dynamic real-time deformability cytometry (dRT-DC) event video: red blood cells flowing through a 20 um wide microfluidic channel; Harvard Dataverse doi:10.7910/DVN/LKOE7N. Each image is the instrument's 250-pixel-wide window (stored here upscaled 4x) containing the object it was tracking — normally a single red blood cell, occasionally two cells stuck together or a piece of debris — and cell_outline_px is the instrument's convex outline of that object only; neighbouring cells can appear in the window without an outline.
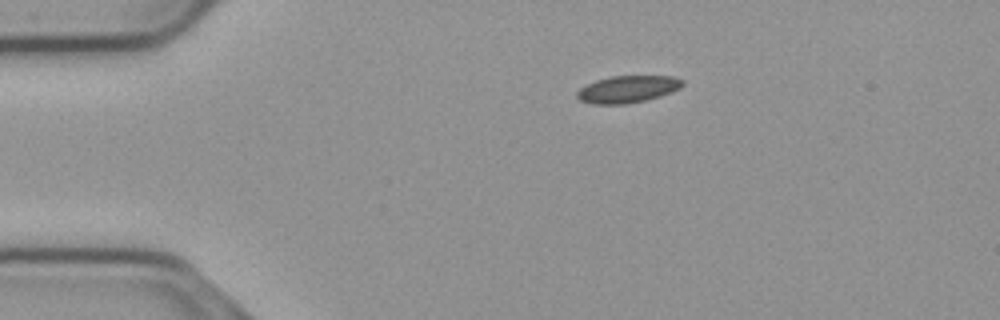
{"species": "common noctule bat (a hibernating species)", "species_latin": "Nyctalus noctula", "temperature_condition": "cold", "stored_images_in_passage": 46, "camera_frame_rate_fps": 3000, "um_per_image_px": 0.085, "animal": {"sex": "male", "body_mass_g": 23.1, "forearm_length_mm": 52.7}, "frame": {"image": 1, "passage_image": 1, "time_ms": 0.0, "image_size_px": [1000, 320], "cell_outline_px": [[684, 84], [680, 88], [672, 92], [660, 96], [644, 100], [624, 104], [592, 104], [580, 100], [576, 96], [576, 92], [580, 88], [596, 80], [608, 76], [672, 76], [684, 80]], "centroid_in_image_um": [53.35, 7.57], "position_along_channel_um": 31.7, "area_um2": 16.65}}
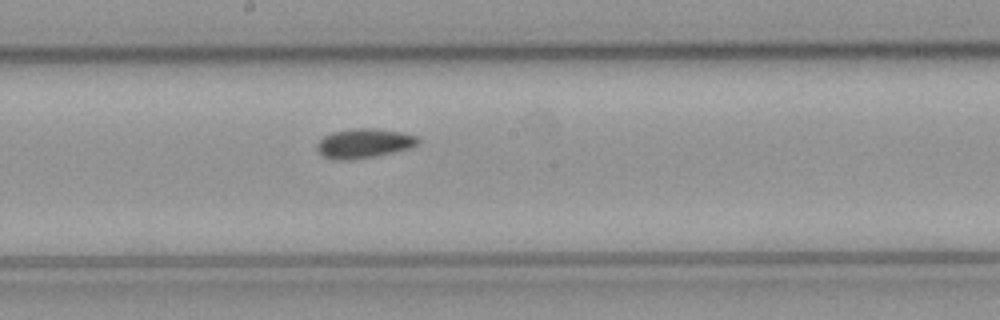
{"frame": {"image": 2, "passage_image": 20, "time_ms": 6.333, "image_size_px": [1000, 320], "cell_outline_px": [[420, 144], [412, 148], [376, 156], [352, 160], [332, 160], [324, 156], [316, 148], [316, 144], [324, 136], [332, 132], [356, 128], [372, 128], [404, 132], [416, 136], [420, 140]], "centroid_in_image_um": [30.97, 12.19], "position_along_channel_um": 217.2, "area_um2": 17.57}}
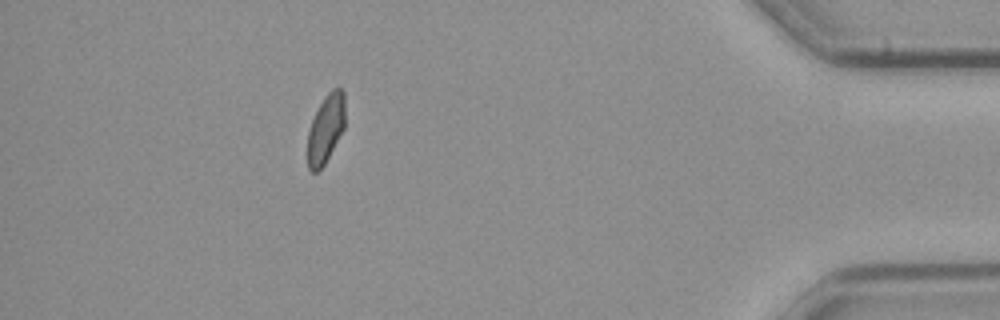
{"frame": {"image": 3, "passage_image": 40, "time_ms": 13.0, "image_size_px": [1000, 320], "cell_outline_px": [[344, 128], [324, 164], [316, 172], [312, 172], [308, 168], [308, 132], [312, 120], [324, 96], [332, 88], [340, 88], [344, 92]], "centroid_in_image_um": [27.69, 10.92], "position_along_channel_um": 407.5, "area_um2": 14.68}, "authors_computed_cell_mechanics": {"area_um2": 16.473, "velocity_mm_per_s": 3.6852, "shape_relaxation_time_tau1_ms": 6.5101, "shape_relaxation_time_tau2_ms": 2.7322, "deformation_change_tau1": 0.095, "deformation_change_tau2": 0.0647}}